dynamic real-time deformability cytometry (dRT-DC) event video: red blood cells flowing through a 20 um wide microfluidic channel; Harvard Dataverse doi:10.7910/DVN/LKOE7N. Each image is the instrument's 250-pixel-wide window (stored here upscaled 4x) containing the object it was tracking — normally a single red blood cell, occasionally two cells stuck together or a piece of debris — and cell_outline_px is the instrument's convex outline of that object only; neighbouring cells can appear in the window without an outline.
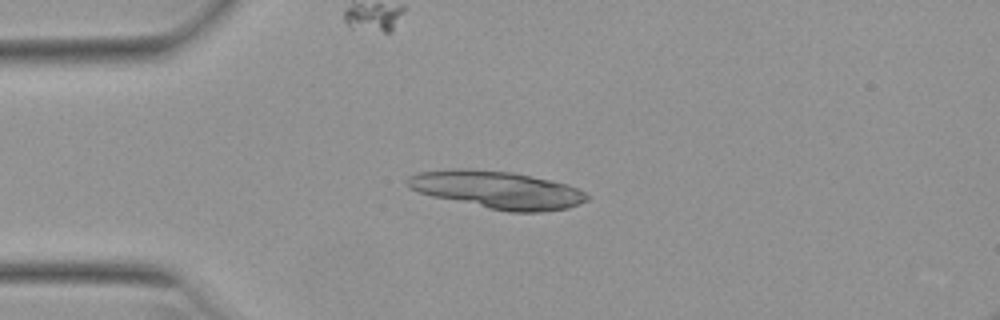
{"species": "Egyptian fruit bat (a non-hibernating species)", "species_latin": "Rousettus aegyptiacus", "temperature_condition": "warm", "stored_images_in_passage": 45, "camera_frame_rate_fps": 3000, "um_per_image_px": 0.085, "animal": {"sex": "female"}, "frame": {"image": 1, "passage_image": 7, "time_ms": 2.0, "image_size_px": [1000, 320], "cell_outline_px": [[588, 200], [568, 208], [544, 212], [508, 212], [488, 208], [432, 196], [408, 188], [404, 180], [408, 176], [416, 172], [452, 168], [472, 168], [512, 172], [552, 180], [568, 184], [584, 192], [588, 196]], "centroid_in_image_um": [42.22, 16.12], "position_along_channel_um": 42.8, "area_um2": 39.65}}